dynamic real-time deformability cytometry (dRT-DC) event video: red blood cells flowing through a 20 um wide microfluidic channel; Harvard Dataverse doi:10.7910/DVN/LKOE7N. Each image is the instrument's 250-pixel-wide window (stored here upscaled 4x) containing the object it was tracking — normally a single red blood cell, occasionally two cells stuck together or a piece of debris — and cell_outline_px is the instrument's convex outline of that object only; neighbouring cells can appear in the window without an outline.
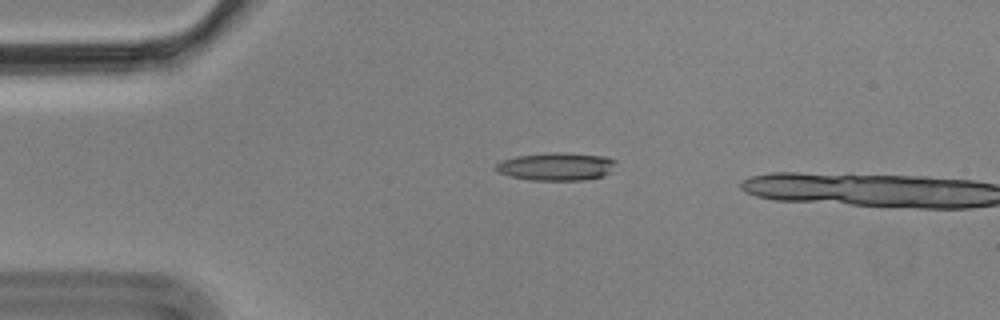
{"species": "Egyptian fruit bat (a non-hibernating species)", "species_latin": "Rousettus aegyptiacus", "temperature_condition": "cold", "stored_images_in_passage": 4, "camera_frame_rate_fps": 3000, "um_per_image_px": 0.085, "animal": {"sex": "male"}, "frame": {"image": 1, "passage_image": 4, "time_ms": 1.0, "image_size_px": [1000, 320], "cell_outline_px": [[616, 160], [612, 172], [604, 176], [584, 180], [532, 180], [508, 176], [496, 172], [492, 168], [500, 160], [516, 156], [552, 152], [564, 152], [604, 156]], "centroid_in_image_um": [47.25, 14.15], "position_along_channel_um": 37.7, "area_um2": 19.88}}